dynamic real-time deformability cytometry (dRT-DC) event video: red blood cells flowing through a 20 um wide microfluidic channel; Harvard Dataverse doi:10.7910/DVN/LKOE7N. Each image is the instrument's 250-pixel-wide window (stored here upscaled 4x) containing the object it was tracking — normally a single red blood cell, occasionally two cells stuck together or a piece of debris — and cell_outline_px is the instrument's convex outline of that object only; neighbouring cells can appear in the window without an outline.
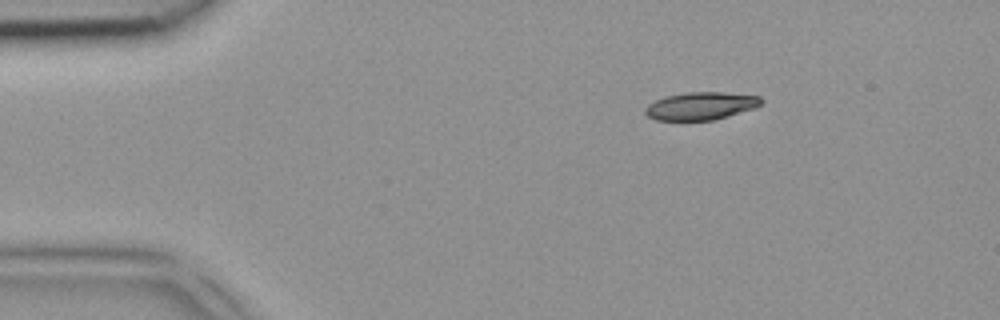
{"species": "common noctule bat (a hibernating species)", "species_latin": "Nyctalus noctula", "temperature_condition": "room temperature", "stored_images_in_passage": 3, "segment_of_instrument_passage": [2, 2], "camera_frame_rate_fps": 3000, "um_per_image_px": 0.085, "animal": {"sex": "female", "body_mass_g": 18.4}, "frame": {"image": 1, "passage_image": 3, "time_ms": 0.667, "image_size_px": [1000, 320], "cell_outline_px": [[764, 100], [756, 108], [728, 116], [712, 120], [656, 120], [648, 116], [644, 112], [644, 108], [648, 104], [664, 96], [688, 92], [724, 92], [760, 96]], "centroid_in_image_um": [59.58, 9.0], "position_along_channel_um": 25.4, "area_um2": 18.84}}